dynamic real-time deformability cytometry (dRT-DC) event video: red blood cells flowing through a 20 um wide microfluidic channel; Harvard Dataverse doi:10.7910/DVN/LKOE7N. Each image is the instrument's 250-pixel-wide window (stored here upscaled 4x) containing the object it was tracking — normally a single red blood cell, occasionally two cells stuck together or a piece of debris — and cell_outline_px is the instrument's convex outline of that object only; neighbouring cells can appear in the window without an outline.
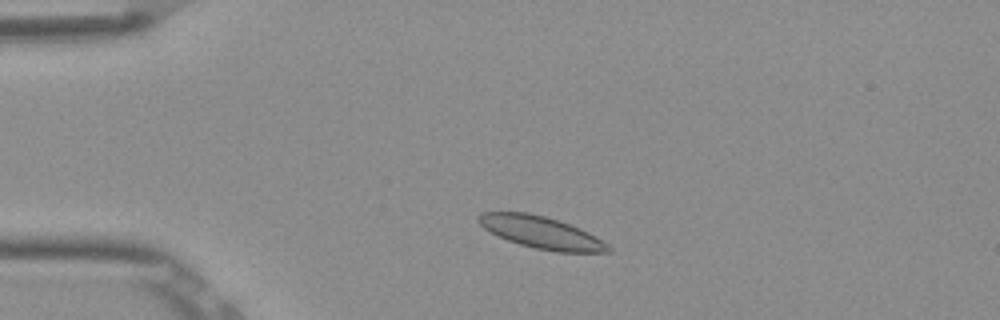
{"species": "Egyptian fruit bat (a non-hibernating species)", "species_latin": "Rousettus aegyptiacus", "temperature_condition": "room temperature", "stored_images_in_passage": 3, "camera_frame_rate_fps": 3000, "um_per_image_px": 0.085, "frame": {"image": 1, "passage_image": 2, "time_ms": 0.333, "image_size_px": [1000, 320], "cell_outline_px": [[612, 252], [556, 252], [536, 248], [520, 244], [508, 240], [484, 228], [476, 220], [476, 216], [480, 212], [528, 212], [544, 216], [580, 228], [588, 232], [608, 244], [612, 248]], "centroid_in_image_um": [46.0, 19.75], "position_along_channel_um": 39.0, "area_um2": 24.04}}